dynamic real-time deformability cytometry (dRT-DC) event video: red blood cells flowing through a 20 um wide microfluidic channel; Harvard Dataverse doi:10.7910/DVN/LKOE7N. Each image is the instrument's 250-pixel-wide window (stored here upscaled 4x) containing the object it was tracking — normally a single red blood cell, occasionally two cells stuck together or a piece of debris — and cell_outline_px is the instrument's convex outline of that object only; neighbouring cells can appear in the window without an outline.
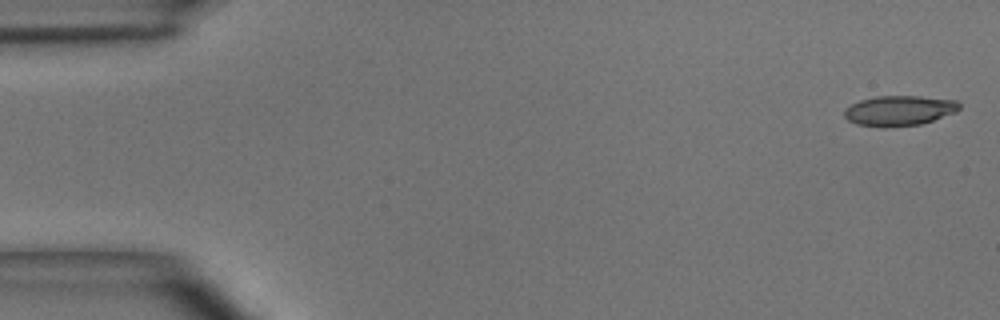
{"species": "common noctule bat (a hibernating species)", "species_latin": "Nyctalus noctula", "temperature_condition": "room temperature", "stored_images_in_passage": 49, "camera_frame_rate_fps": 3000, "um_per_image_px": 0.085, "animal": {"sex": "male", "body_mass_g": 15.6}, "frame": {"image": 1, "passage_image": 1, "time_ms": 0.0, "image_size_px": [1000, 320], "cell_outline_px": [[960, 108], [956, 112], [920, 124], [892, 128], [880, 128], [856, 124], [848, 120], [844, 116], [844, 108], [860, 100], [876, 96], [920, 96], [956, 100], [960, 104]], "centroid_in_image_um": [76.4, 9.41], "position_along_channel_um": 8.6, "area_um2": 20.46}}
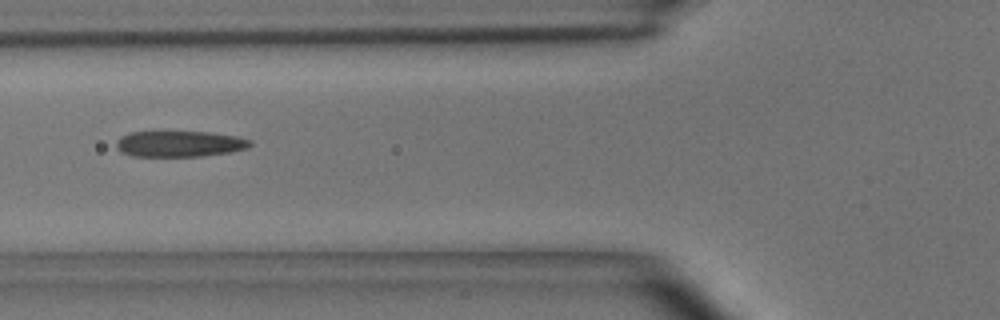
{"frame": {"image": 2, "passage_image": 18, "time_ms": 5.667, "image_size_px": [1000, 320], "cell_outline_px": [[252, 144], [248, 148], [228, 152], [200, 156], [132, 156], [120, 152], [116, 148], [116, 140], [120, 136], [128, 132], [212, 132], [236, 136], [252, 140]], "centroid_in_image_um": [15.23, 12.22], "position_along_channel_um": 110.6, "area_um2": 20.35}}
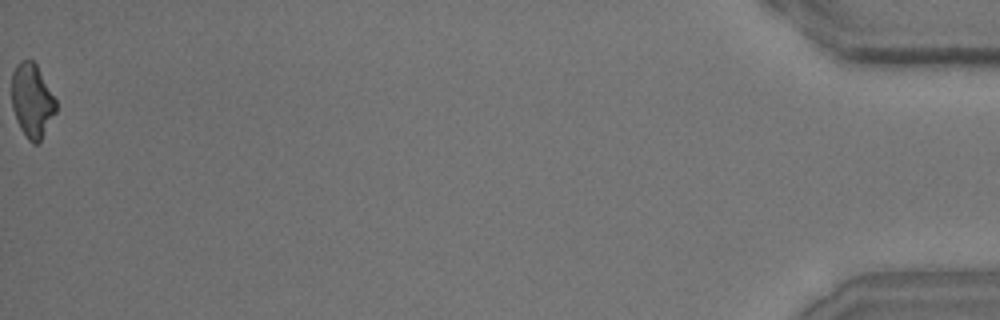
{"frame": {"image": 3, "passage_image": 49, "time_ms": 16.0, "image_size_px": [1000, 320], "cell_outline_px": [[56, 112], [40, 140], [36, 144], [32, 144], [28, 140], [20, 128], [16, 120], [12, 108], [12, 72], [16, 64], [20, 60], [32, 60], [36, 64], [56, 100]], "centroid_in_image_um": [2.7, 8.54], "position_along_channel_um": 432.5, "area_um2": 18.96}, "authors_computed_cell_mechanics": {"area_um2": 20.6924, "velocity_mm_per_s": 4.0625, "shape_relaxation_time_tau1_ms": 6.2248, "shape_relaxation_time_tau2_ms": 2.1908, "deformation_change_tau1": 0.1855, "deformation_change_tau2": 0.0919}}